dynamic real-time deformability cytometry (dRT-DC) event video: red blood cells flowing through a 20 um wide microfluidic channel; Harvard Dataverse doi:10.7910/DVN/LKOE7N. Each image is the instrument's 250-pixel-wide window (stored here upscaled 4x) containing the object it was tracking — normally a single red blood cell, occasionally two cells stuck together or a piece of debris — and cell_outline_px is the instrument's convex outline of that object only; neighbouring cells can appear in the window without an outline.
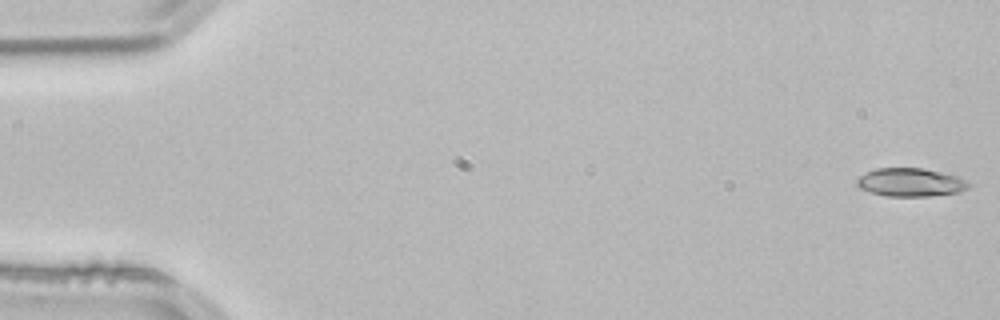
{"species": "common noctule bat (a hibernating species)", "species_latin": "Nyctalus noctula", "temperature_condition": "room temperature", "stored_images_in_passage": 16, "camera_frame_rate_fps": 3000, "um_per_image_px": 0.085, "animal": {"sex": "male", "body_mass_g": 21.5, "forearm_length_mm": 52.0}, "frame": {"image": 1, "passage_image": 1, "time_ms": 0.0, "image_size_px": [1000, 320], "cell_outline_px": [[972, 184], [968, 188], [960, 192], [928, 196], [888, 196], [872, 192], [860, 188], [856, 184], [856, 180], [860, 176], [876, 168], [924, 168], [956, 176]], "centroid_in_image_um": [77.41, 15.5], "position_along_channel_um": 7.6, "area_um2": 18.26}}
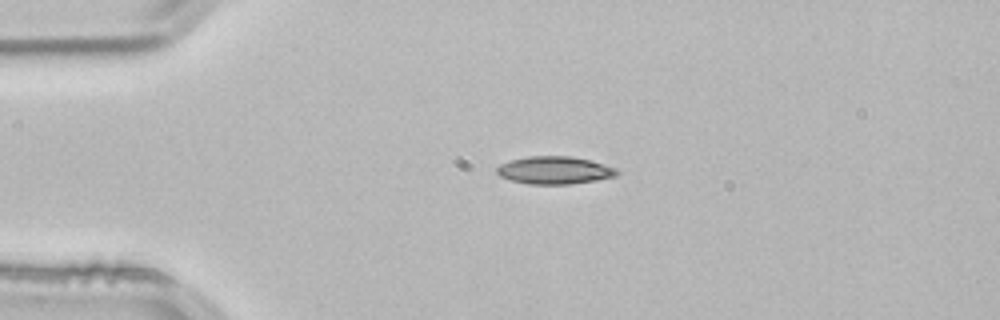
{"frame": {"image": 2, "passage_image": 12, "time_ms": 3.667, "image_size_px": [1000, 320], "cell_outline_px": [[620, 172], [616, 176], [596, 180], [568, 184], [528, 184], [512, 180], [500, 176], [496, 172], [496, 168], [500, 164], [512, 160], [528, 156], [572, 156], [592, 160], [616, 168]], "centroid_in_image_um": [47.16, 14.46], "position_along_channel_um": 37.8, "area_um2": 19.36}}